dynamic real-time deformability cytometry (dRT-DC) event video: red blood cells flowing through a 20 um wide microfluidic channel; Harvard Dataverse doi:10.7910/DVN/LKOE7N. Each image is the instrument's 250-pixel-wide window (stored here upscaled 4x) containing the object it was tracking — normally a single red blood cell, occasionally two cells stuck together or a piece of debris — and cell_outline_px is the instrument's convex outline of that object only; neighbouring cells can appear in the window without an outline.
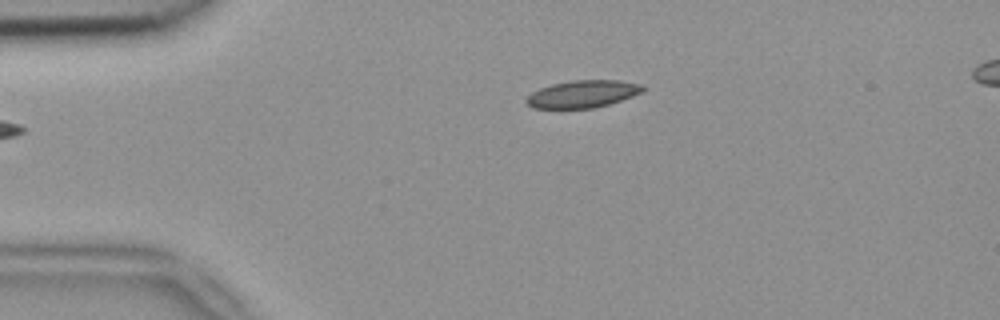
{"species": "common noctule bat (a hibernating species)", "species_latin": "Nyctalus noctula", "temperature_condition": "room temperature", "stored_images_in_passage": 4, "camera_frame_rate_fps": 3000, "um_per_image_px": 0.085, "animal": {"sex": "female", "body_mass_g": 18.4}, "frame": {"image": 1, "passage_image": 4, "time_ms": 1.0, "image_size_px": [1000, 320], "cell_outline_px": [[648, 88], [644, 92], [608, 104], [592, 108], [532, 108], [524, 100], [532, 92], [540, 88], [552, 84], [572, 80], [620, 80], [644, 84]], "centroid_in_image_um": [49.58, 7.97], "position_along_channel_um": 35.4, "area_um2": 18.67}}